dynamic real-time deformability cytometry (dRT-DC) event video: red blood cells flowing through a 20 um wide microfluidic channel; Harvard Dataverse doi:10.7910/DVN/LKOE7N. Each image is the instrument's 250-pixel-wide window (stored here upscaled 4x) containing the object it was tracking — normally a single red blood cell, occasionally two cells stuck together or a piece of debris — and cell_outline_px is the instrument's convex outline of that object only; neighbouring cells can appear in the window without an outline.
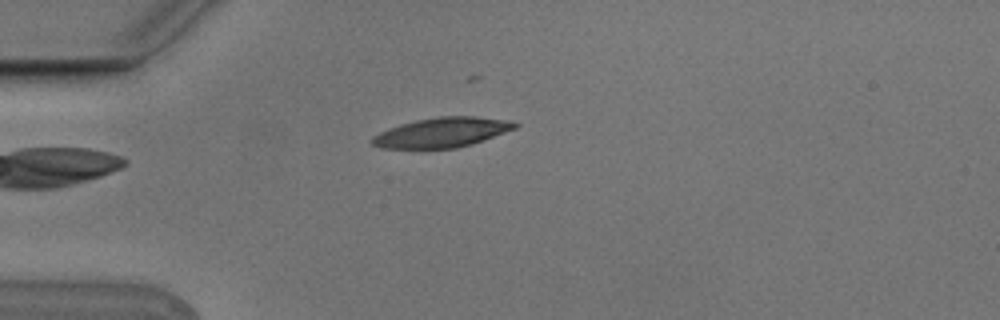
{"species": "Egyptian fruit bat (a non-hibernating species)", "species_latin": "Rousettus aegyptiacus", "temperature_condition": "cold", "stored_images_in_passage": 5, "camera_frame_rate_fps": 3000, "um_per_image_px": 0.085, "animal": {"sex": "male"}, "frame": {"image": 1, "passage_image": 5, "time_ms": 1.333, "image_size_px": [1000, 320], "cell_outline_px": [[520, 124], [516, 128], [484, 140], [472, 144], [456, 148], [380, 148], [372, 144], [368, 140], [372, 136], [380, 132], [400, 124], [416, 120], [436, 116], [472, 116], [512, 120]], "centroid_in_image_um": [37.57, 11.25], "position_along_channel_um": 47.4, "area_um2": 24.91}}